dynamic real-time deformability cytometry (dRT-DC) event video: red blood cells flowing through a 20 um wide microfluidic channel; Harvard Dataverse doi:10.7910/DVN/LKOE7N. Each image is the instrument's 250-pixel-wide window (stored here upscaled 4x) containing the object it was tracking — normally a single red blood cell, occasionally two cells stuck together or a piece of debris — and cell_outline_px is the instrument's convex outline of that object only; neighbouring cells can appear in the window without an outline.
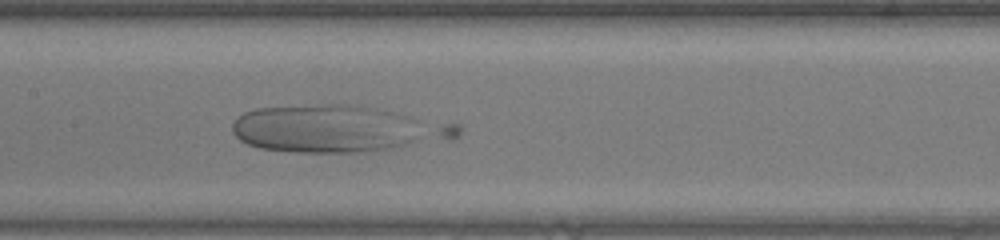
{"species": "human", "species_latin": "Homo sapiens", "temperature_condition": "warm", "stored_images_in_passage": 50, "camera_frame_rate_fps": 3000, "um_per_image_px": 0.085, "donor": {"sex": "female"}, "frame": {"image": 1, "passage_image": 24, "time_ms": 7.667, "image_size_px": [1000, 240], "cell_outline_px": [[416, 140], [392, 148], [364, 152], [296, 152], [260, 148], [248, 144], [240, 140], [232, 132], [232, 124], [236, 116], [244, 112], [256, 108], [324, 104], [356, 104], [376, 108], [408, 116], [416, 120]], "centroid_in_image_um": [27.56, 10.92], "position_along_channel_um": 179.8, "area_um2": 53.99}}
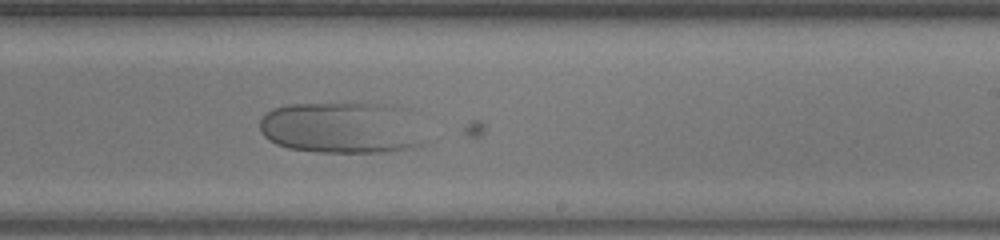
{"frame": {"image": 2, "passage_image": 30, "time_ms": 9.667, "image_size_px": [1000, 240], "cell_outline_px": [[420, 144], [412, 148], [384, 152], [320, 152], [288, 148], [276, 144], [268, 140], [260, 132], [260, 120], [272, 108], [288, 104], [392, 104], [404, 108]], "centroid_in_image_um": [28.88, 10.86], "position_along_channel_um": 260.1, "area_um2": 48.44}}
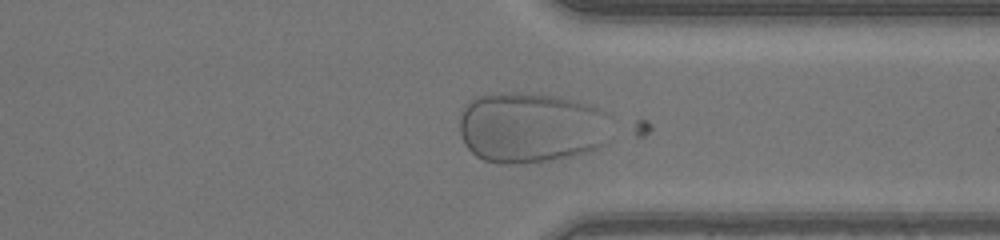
{"frame": {"image": 3, "passage_image": 38, "time_ms": 12.333, "image_size_px": [1000, 240], "cell_outline_px": [[608, 140], [604, 144], [596, 148], [584, 152], [552, 160], [508, 164], [500, 164], [484, 160], [476, 156], [464, 144], [460, 132], [460, 112], [464, 104], [468, 100], [476, 96], [492, 92], [528, 92], [556, 96], [588, 104], [608, 112]], "centroid_in_image_um": [45.08, 10.81], "position_along_channel_um": 366.3, "area_um2": 63.18}}